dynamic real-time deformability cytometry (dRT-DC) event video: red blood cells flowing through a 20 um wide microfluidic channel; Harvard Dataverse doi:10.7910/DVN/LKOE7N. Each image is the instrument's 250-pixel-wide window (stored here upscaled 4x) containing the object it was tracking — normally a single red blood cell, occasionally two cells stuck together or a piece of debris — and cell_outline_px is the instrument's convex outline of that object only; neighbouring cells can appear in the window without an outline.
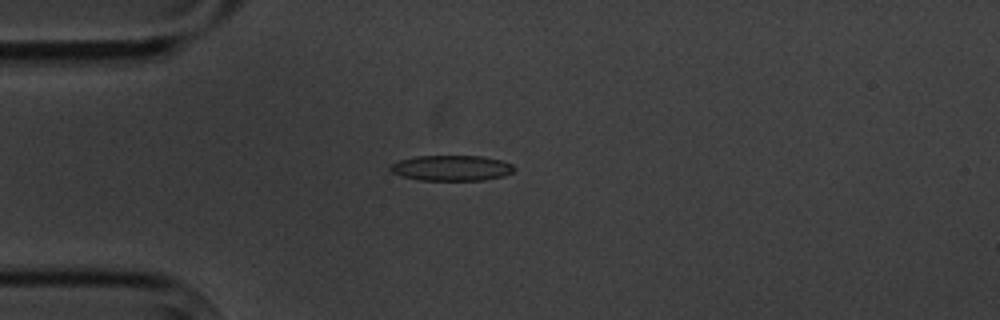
{"species": "common noctule bat (a hibernating species)", "species_latin": "Nyctalus noctula", "temperature_condition": "cold", "stored_images_in_passage": 6, "camera_frame_rate_fps": 3000, "um_per_image_px": 0.085, "animal": {"sex": "male", "body_mass_g": 20.1, "forearm_length_mm": 53.5}, "frame": {"image": 1, "passage_image": 4, "time_ms": 3.333, "image_size_px": [1000, 320], "cell_outline_px": [[516, 168], [512, 172], [504, 176], [484, 180], [420, 180], [404, 176], [392, 172], [388, 168], [392, 164], [400, 160], [416, 156], [480, 156], [500, 160], [512, 164]], "centroid_in_image_um": [38.4, 14.28], "position_along_channel_um": 46.6, "area_um2": 18.26}}
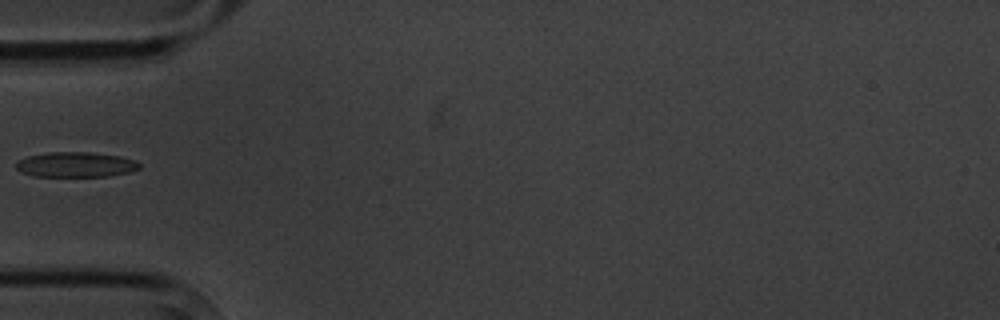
{"frame": {"image": 2, "passage_image": 5, "time_ms": 4.667, "image_size_px": [1000, 320], "cell_outline_px": [[140, 168], [128, 172], [108, 176], [32, 176], [20, 172], [16, 168], [16, 164], [20, 160], [28, 156], [48, 152], [88, 152], [120, 156], [136, 160], [140, 164]], "centroid_in_image_um": [6.44, 13.99], "position_along_channel_um": 78.6, "area_um2": 17.98}}
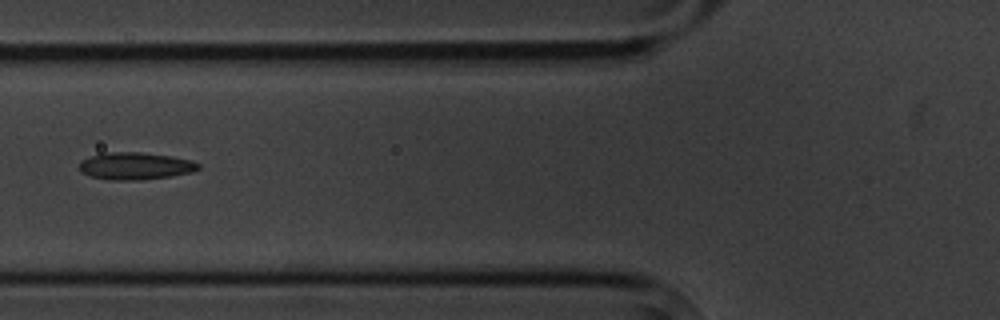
{"frame": {"image": 3, "passage_image": 6, "time_ms": 5.667, "image_size_px": [1000, 320], "cell_outline_px": [[200, 168], [192, 172], [172, 176], [140, 180], [108, 180], [88, 176], [80, 172], [80, 160], [100, 152], [140, 152], [172, 156], [192, 160], [200, 164]], "centroid_in_image_um": [11.48, 14.11], "position_along_channel_um": 114.3, "area_um2": 19.25}}